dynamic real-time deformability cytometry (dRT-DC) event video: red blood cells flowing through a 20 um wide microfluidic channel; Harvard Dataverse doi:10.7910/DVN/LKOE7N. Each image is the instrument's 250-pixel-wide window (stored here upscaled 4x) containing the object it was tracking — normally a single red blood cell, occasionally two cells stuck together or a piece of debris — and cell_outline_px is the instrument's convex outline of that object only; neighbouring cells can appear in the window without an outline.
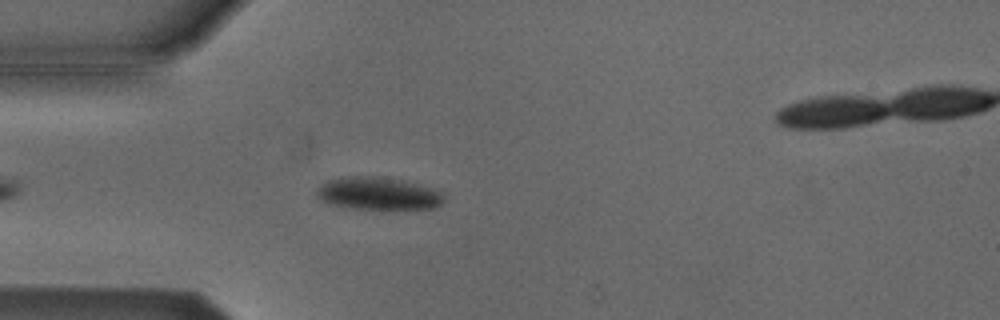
{"species": "Egyptian fruit bat (a non-hibernating species)", "species_latin": "Rousettus aegyptiacus", "temperature_condition": "cold", "stored_images_in_passage": 4, "camera_frame_rate_fps": 3000, "um_per_image_px": 0.085, "animal": {"sex": "male"}, "frame": {"image": 1, "passage_image": 3, "time_ms": 0.667, "image_size_px": [1000, 320], "cell_outline_px": [[444, 200], [440, 204], [432, 208], [380, 212], [344, 208], [328, 204], [320, 200], [316, 196], [316, 188], [320, 184], [328, 180], [348, 176], [380, 176], [404, 180], [432, 188], [444, 192]], "centroid_in_image_um": [32.12, 16.5], "position_along_channel_um": 52.9, "area_um2": 25.61}}